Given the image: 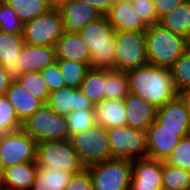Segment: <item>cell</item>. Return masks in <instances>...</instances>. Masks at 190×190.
Returning <instances> with one entry per match:
<instances>
[{
	"instance_id": "cell-35",
	"label": "cell",
	"mask_w": 190,
	"mask_h": 190,
	"mask_svg": "<svg viewBox=\"0 0 190 190\" xmlns=\"http://www.w3.org/2000/svg\"><path fill=\"white\" fill-rule=\"evenodd\" d=\"M22 122L18 119L14 107L6 95H0V134L21 129Z\"/></svg>"
},
{
	"instance_id": "cell-10",
	"label": "cell",
	"mask_w": 190,
	"mask_h": 190,
	"mask_svg": "<svg viewBox=\"0 0 190 190\" xmlns=\"http://www.w3.org/2000/svg\"><path fill=\"white\" fill-rule=\"evenodd\" d=\"M91 176L94 190H129L132 161L107 159L86 168Z\"/></svg>"
},
{
	"instance_id": "cell-31",
	"label": "cell",
	"mask_w": 190,
	"mask_h": 190,
	"mask_svg": "<svg viewBox=\"0 0 190 190\" xmlns=\"http://www.w3.org/2000/svg\"><path fill=\"white\" fill-rule=\"evenodd\" d=\"M167 190H190V172L163 161V187Z\"/></svg>"
},
{
	"instance_id": "cell-20",
	"label": "cell",
	"mask_w": 190,
	"mask_h": 190,
	"mask_svg": "<svg viewBox=\"0 0 190 190\" xmlns=\"http://www.w3.org/2000/svg\"><path fill=\"white\" fill-rule=\"evenodd\" d=\"M57 62L55 46H37L23 44L20 52V70L39 72Z\"/></svg>"
},
{
	"instance_id": "cell-41",
	"label": "cell",
	"mask_w": 190,
	"mask_h": 190,
	"mask_svg": "<svg viewBox=\"0 0 190 190\" xmlns=\"http://www.w3.org/2000/svg\"><path fill=\"white\" fill-rule=\"evenodd\" d=\"M185 0H153L155 11L158 17V21L175 8H177L180 4H182Z\"/></svg>"
},
{
	"instance_id": "cell-45",
	"label": "cell",
	"mask_w": 190,
	"mask_h": 190,
	"mask_svg": "<svg viewBox=\"0 0 190 190\" xmlns=\"http://www.w3.org/2000/svg\"><path fill=\"white\" fill-rule=\"evenodd\" d=\"M51 3L54 5V6H58L61 2L65 1V0H50Z\"/></svg>"
},
{
	"instance_id": "cell-47",
	"label": "cell",
	"mask_w": 190,
	"mask_h": 190,
	"mask_svg": "<svg viewBox=\"0 0 190 190\" xmlns=\"http://www.w3.org/2000/svg\"><path fill=\"white\" fill-rule=\"evenodd\" d=\"M131 2L132 0H116V2Z\"/></svg>"
},
{
	"instance_id": "cell-14",
	"label": "cell",
	"mask_w": 190,
	"mask_h": 190,
	"mask_svg": "<svg viewBox=\"0 0 190 190\" xmlns=\"http://www.w3.org/2000/svg\"><path fill=\"white\" fill-rule=\"evenodd\" d=\"M57 7L62 15L64 31L68 32H79L102 16L97 9L79 0H65Z\"/></svg>"
},
{
	"instance_id": "cell-4",
	"label": "cell",
	"mask_w": 190,
	"mask_h": 190,
	"mask_svg": "<svg viewBox=\"0 0 190 190\" xmlns=\"http://www.w3.org/2000/svg\"><path fill=\"white\" fill-rule=\"evenodd\" d=\"M36 163L38 167L60 169L72 174L85 169L70 139L37 142Z\"/></svg>"
},
{
	"instance_id": "cell-43",
	"label": "cell",
	"mask_w": 190,
	"mask_h": 190,
	"mask_svg": "<svg viewBox=\"0 0 190 190\" xmlns=\"http://www.w3.org/2000/svg\"><path fill=\"white\" fill-rule=\"evenodd\" d=\"M12 80L8 77L5 66L0 64V95H6V92Z\"/></svg>"
},
{
	"instance_id": "cell-33",
	"label": "cell",
	"mask_w": 190,
	"mask_h": 190,
	"mask_svg": "<svg viewBox=\"0 0 190 190\" xmlns=\"http://www.w3.org/2000/svg\"><path fill=\"white\" fill-rule=\"evenodd\" d=\"M66 120L69 139L72 135L87 130L96 124L94 109L72 111Z\"/></svg>"
},
{
	"instance_id": "cell-32",
	"label": "cell",
	"mask_w": 190,
	"mask_h": 190,
	"mask_svg": "<svg viewBox=\"0 0 190 190\" xmlns=\"http://www.w3.org/2000/svg\"><path fill=\"white\" fill-rule=\"evenodd\" d=\"M17 81L34 97L40 99L44 104H47L50 91L47 83L39 72H25Z\"/></svg>"
},
{
	"instance_id": "cell-28",
	"label": "cell",
	"mask_w": 190,
	"mask_h": 190,
	"mask_svg": "<svg viewBox=\"0 0 190 190\" xmlns=\"http://www.w3.org/2000/svg\"><path fill=\"white\" fill-rule=\"evenodd\" d=\"M23 23L46 13L54 5L50 0H4Z\"/></svg>"
},
{
	"instance_id": "cell-16",
	"label": "cell",
	"mask_w": 190,
	"mask_h": 190,
	"mask_svg": "<svg viewBox=\"0 0 190 190\" xmlns=\"http://www.w3.org/2000/svg\"><path fill=\"white\" fill-rule=\"evenodd\" d=\"M156 121L165 130L190 132V114L178 95L157 108Z\"/></svg>"
},
{
	"instance_id": "cell-34",
	"label": "cell",
	"mask_w": 190,
	"mask_h": 190,
	"mask_svg": "<svg viewBox=\"0 0 190 190\" xmlns=\"http://www.w3.org/2000/svg\"><path fill=\"white\" fill-rule=\"evenodd\" d=\"M169 69L173 74L177 92L190 88V47Z\"/></svg>"
},
{
	"instance_id": "cell-15",
	"label": "cell",
	"mask_w": 190,
	"mask_h": 190,
	"mask_svg": "<svg viewBox=\"0 0 190 190\" xmlns=\"http://www.w3.org/2000/svg\"><path fill=\"white\" fill-rule=\"evenodd\" d=\"M47 106L57 115L67 117L72 111L94 109V104L80 91L63 87L50 92Z\"/></svg>"
},
{
	"instance_id": "cell-13",
	"label": "cell",
	"mask_w": 190,
	"mask_h": 190,
	"mask_svg": "<svg viewBox=\"0 0 190 190\" xmlns=\"http://www.w3.org/2000/svg\"><path fill=\"white\" fill-rule=\"evenodd\" d=\"M163 187V161L141 158L132 161L129 190H159Z\"/></svg>"
},
{
	"instance_id": "cell-8",
	"label": "cell",
	"mask_w": 190,
	"mask_h": 190,
	"mask_svg": "<svg viewBox=\"0 0 190 190\" xmlns=\"http://www.w3.org/2000/svg\"><path fill=\"white\" fill-rule=\"evenodd\" d=\"M64 33L62 15L57 6L24 23L23 40L28 45L55 46Z\"/></svg>"
},
{
	"instance_id": "cell-40",
	"label": "cell",
	"mask_w": 190,
	"mask_h": 190,
	"mask_svg": "<svg viewBox=\"0 0 190 190\" xmlns=\"http://www.w3.org/2000/svg\"><path fill=\"white\" fill-rule=\"evenodd\" d=\"M65 190H94L88 170L85 168L82 172L73 174Z\"/></svg>"
},
{
	"instance_id": "cell-11",
	"label": "cell",
	"mask_w": 190,
	"mask_h": 190,
	"mask_svg": "<svg viewBox=\"0 0 190 190\" xmlns=\"http://www.w3.org/2000/svg\"><path fill=\"white\" fill-rule=\"evenodd\" d=\"M37 141L22 128L0 134V170L21 163L36 161Z\"/></svg>"
},
{
	"instance_id": "cell-12",
	"label": "cell",
	"mask_w": 190,
	"mask_h": 190,
	"mask_svg": "<svg viewBox=\"0 0 190 190\" xmlns=\"http://www.w3.org/2000/svg\"><path fill=\"white\" fill-rule=\"evenodd\" d=\"M190 132H174L162 129L156 120L146 130L148 158L166 161L180 139Z\"/></svg>"
},
{
	"instance_id": "cell-38",
	"label": "cell",
	"mask_w": 190,
	"mask_h": 190,
	"mask_svg": "<svg viewBox=\"0 0 190 190\" xmlns=\"http://www.w3.org/2000/svg\"><path fill=\"white\" fill-rule=\"evenodd\" d=\"M131 3L137 15L147 26L159 23L153 0H132Z\"/></svg>"
},
{
	"instance_id": "cell-36",
	"label": "cell",
	"mask_w": 190,
	"mask_h": 190,
	"mask_svg": "<svg viewBox=\"0 0 190 190\" xmlns=\"http://www.w3.org/2000/svg\"><path fill=\"white\" fill-rule=\"evenodd\" d=\"M24 23L16 12L4 1L0 0V31L9 34H22Z\"/></svg>"
},
{
	"instance_id": "cell-23",
	"label": "cell",
	"mask_w": 190,
	"mask_h": 190,
	"mask_svg": "<svg viewBox=\"0 0 190 190\" xmlns=\"http://www.w3.org/2000/svg\"><path fill=\"white\" fill-rule=\"evenodd\" d=\"M95 122L105 129L127 125L124 99L104 98L94 105Z\"/></svg>"
},
{
	"instance_id": "cell-3",
	"label": "cell",
	"mask_w": 190,
	"mask_h": 190,
	"mask_svg": "<svg viewBox=\"0 0 190 190\" xmlns=\"http://www.w3.org/2000/svg\"><path fill=\"white\" fill-rule=\"evenodd\" d=\"M150 65L170 68L188 48L186 38L157 23L145 30Z\"/></svg>"
},
{
	"instance_id": "cell-29",
	"label": "cell",
	"mask_w": 190,
	"mask_h": 190,
	"mask_svg": "<svg viewBox=\"0 0 190 190\" xmlns=\"http://www.w3.org/2000/svg\"><path fill=\"white\" fill-rule=\"evenodd\" d=\"M58 67L63 77L65 87L79 89L88 70L90 63H79L71 59H57Z\"/></svg>"
},
{
	"instance_id": "cell-39",
	"label": "cell",
	"mask_w": 190,
	"mask_h": 190,
	"mask_svg": "<svg viewBox=\"0 0 190 190\" xmlns=\"http://www.w3.org/2000/svg\"><path fill=\"white\" fill-rule=\"evenodd\" d=\"M41 74L47 83L50 92H54L65 87V83L57 63L47 66L45 69L41 70Z\"/></svg>"
},
{
	"instance_id": "cell-27",
	"label": "cell",
	"mask_w": 190,
	"mask_h": 190,
	"mask_svg": "<svg viewBox=\"0 0 190 190\" xmlns=\"http://www.w3.org/2000/svg\"><path fill=\"white\" fill-rule=\"evenodd\" d=\"M159 24L186 38L190 30V0H185L173 11L163 16Z\"/></svg>"
},
{
	"instance_id": "cell-21",
	"label": "cell",
	"mask_w": 190,
	"mask_h": 190,
	"mask_svg": "<svg viewBox=\"0 0 190 190\" xmlns=\"http://www.w3.org/2000/svg\"><path fill=\"white\" fill-rule=\"evenodd\" d=\"M106 16L114 31H145L148 27L131 2H116Z\"/></svg>"
},
{
	"instance_id": "cell-30",
	"label": "cell",
	"mask_w": 190,
	"mask_h": 190,
	"mask_svg": "<svg viewBox=\"0 0 190 190\" xmlns=\"http://www.w3.org/2000/svg\"><path fill=\"white\" fill-rule=\"evenodd\" d=\"M129 94L127 73L106 69L105 98L124 99Z\"/></svg>"
},
{
	"instance_id": "cell-17",
	"label": "cell",
	"mask_w": 190,
	"mask_h": 190,
	"mask_svg": "<svg viewBox=\"0 0 190 190\" xmlns=\"http://www.w3.org/2000/svg\"><path fill=\"white\" fill-rule=\"evenodd\" d=\"M23 44L22 34L0 31V64L5 66L11 80H17L23 74L20 70V52Z\"/></svg>"
},
{
	"instance_id": "cell-37",
	"label": "cell",
	"mask_w": 190,
	"mask_h": 190,
	"mask_svg": "<svg viewBox=\"0 0 190 190\" xmlns=\"http://www.w3.org/2000/svg\"><path fill=\"white\" fill-rule=\"evenodd\" d=\"M166 162L190 172V135L180 139Z\"/></svg>"
},
{
	"instance_id": "cell-25",
	"label": "cell",
	"mask_w": 190,
	"mask_h": 190,
	"mask_svg": "<svg viewBox=\"0 0 190 190\" xmlns=\"http://www.w3.org/2000/svg\"><path fill=\"white\" fill-rule=\"evenodd\" d=\"M72 173L60 169L38 167L30 190H65Z\"/></svg>"
},
{
	"instance_id": "cell-44",
	"label": "cell",
	"mask_w": 190,
	"mask_h": 190,
	"mask_svg": "<svg viewBox=\"0 0 190 190\" xmlns=\"http://www.w3.org/2000/svg\"><path fill=\"white\" fill-rule=\"evenodd\" d=\"M177 95L183 101L185 108L189 111L190 114V88L179 91Z\"/></svg>"
},
{
	"instance_id": "cell-7",
	"label": "cell",
	"mask_w": 190,
	"mask_h": 190,
	"mask_svg": "<svg viewBox=\"0 0 190 190\" xmlns=\"http://www.w3.org/2000/svg\"><path fill=\"white\" fill-rule=\"evenodd\" d=\"M70 141L85 168L111 159L108 134L100 125L72 135Z\"/></svg>"
},
{
	"instance_id": "cell-24",
	"label": "cell",
	"mask_w": 190,
	"mask_h": 190,
	"mask_svg": "<svg viewBox=\"0 0 190 190\" xmlns=\"http://www.w3.org/2000/svg\"><path fill=\"white\" fill-rule=\"evenodd\" d=\"M57 59H71L79 63H90V51L78 32L64 31L55 44Z\"/></svg>"
},
{
	"instance_id": "cell-9",
	"label": "cell",
	"mask_w": 190,
	"mask_h": 190,
	"mask_svg": "<svg viewBox=\"0 0 190 190\" xmlns=\"http://www.w3.org/2000/svg\"><path fill=\"white\" fill-rule=\"evenodd\" d=\"M21 128L37 142L69 139L66 118L57 115L47 104L23 121Z\"/></svg>"
},
{
	"instance_id": "cell-46",
	"label": "cell",
	"mask_w": 190,
	"mask_h": 190,
	"mask_svg": "<svg viewBox=\"0 0 190 190\" xmlns=\"http://www.w3.org/2000/svg\"><path fill=\"white\" fill-rule=\"evenodd\" d=\"M187 46L190 47V30L188 32V35L186 37Z\"/></svg>"
},
{
	"instance_id": "cell-5",
	"label": "cell",
	"mask_w": 190,
	"mask_h": 190,
	"mask_svg": "<svg viewBox=\"0 0 190 190\" xmlns=\"http://www.w3.org/2000/svg\"><path fill=\"white\" fill-rule=\"evenodd\" d=\"M115 70L127 72L149 64L145 31H115Z\"/></svg>"
},
{
	"instance_id": "cell-6",
	"label": "cell",
	"mask_w": 190,
	"mask_h": 190,
	"mask_svg": "<svg viewBox=\"0 0 190 190\" xmlns=\"http://www.w3.org/2000/svg\"><path fill=\"white\" fill-rule=\"evenodd\" d=\"M111 159L138 160L148 155L146 131L117 126L106 129Z\"/></svg>"
},
{
	"instance_id": "cell-42",
	"label": "cell",
	"mask_w": 190,
	"mask_h": 190,
	"mask_svg": "<svg viewBox=\"0 0 190 190\" xmlns=\"http://www.w3.org/2000/svg\"><path fill=\"white\" fill-rule=\"evenodd\" d=\"M97 9L102 15H106L116 0H79Z\"/></svg>"
},
{
	"instance_id": "cell-18",
	"label": "cell",
	"mask_w": 190,
	"mask_h": 190,
	"mask_svg": "<svg viewBox=\"0 0 190 190\" xmlns=\"http://www.w3.org/2000/svg\"><path fill=\"white\" fill-rule=\"evenodd\" d=\"M36 161L21 162L1 171L0 187L7 190H30L37 174Z\"/></svg>"
},
{
	"instance_id": "cell-22",
	"label": "cell",
	"mask_w": 190,
	"mask_h": 190,
	"mask_svg": "<svg viewBox=\"0 0 190 190\" xmlns=\"http://www.w3.org/2000/svg\"><path fill=\"white\" fill-rule=\"evenodd\" d=\"M6 96L21 122L32 116L44 105L40 99L34 97L17 80H12Z\"/></svg>"
},
{
	"instance_id": "cell-19",
	"label": "cell",
	"mask_w": 190,
	"mask_h": 190,
	"mask_svg": "<svg viewBox=\"0 0 190 190\" xmlns=\"http://www.w3.org/2000/svg\"><path fill=\"white\" fill-rule=\"evenodd\" d=\"M127 125L146 131L156 120L157 108L143 98L129 93L124 98Z\"/></svg>"
},
{
	"instance_id": "cell-26",
	"label": "cell",
	"mask_w": 190,
	"mask_h": 190,
	"mask_svg": "<svg viewBox=\"0 0 190 190\" xmlns=\"http://www.w3.org/2000/svg\"><path fill=\"white\" fill-rule=\"evenodd\" d=\"M106 69L90 67L80 91L95 105L105 98Z\"/></svg>"
},
{
	"instance_id": "cell-1",
	"label": "cell",
	"mask_w": 190,
	"mask_h": 190,
	"mask_svg": "<svg viewBox=\"0 0 190 190\" xmlns=\"http://www.w3.org/2000/svg\"><path fill=\"white\" fill-rule=\"evenodd\" d=\"M126 73L129 93L143 98L156 108L169 102L178 94L169 68L147 64Z\"/></svg>"
},
{
	"instance_id": "cell-2",
	"label": "cell",
	"mask_w": 190,
	"mask_h": 190,
	"mask_svg": "<svg viewBox=\"0 0 190 190\" xmlns=\"http://www.w3.org/2000/svg\"><path fill=\"white\" fill-rule=\"evenodd\" d=\"M78 33L90 51V66L115 70V31L107 16L88 23Z\"/></svg>"
}]
</instances>
